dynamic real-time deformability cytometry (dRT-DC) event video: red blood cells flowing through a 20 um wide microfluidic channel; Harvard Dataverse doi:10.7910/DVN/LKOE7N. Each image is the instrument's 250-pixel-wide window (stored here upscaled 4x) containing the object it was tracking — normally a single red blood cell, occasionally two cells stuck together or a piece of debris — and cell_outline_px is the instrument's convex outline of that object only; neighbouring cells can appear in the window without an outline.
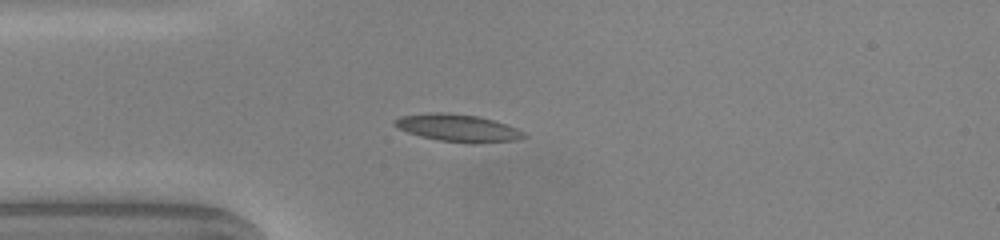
{"species": "common noctule bat (a hibernating species)", "species_latin": "Nyctalus noctula", "temperature_condition": "warm", "stored_images_in_passage": 33, "camera_frame_rate_fps": 3000, "um_per_image_px": 0.085, "animal": {"sex": "male", "body_mass_g": 20.0, "forearm_length_mm": 53.3}, "frame": {"image": 1, "passage_image": 1, "time_ms": 0.0, "image_size_px": [1000, 240], "cell_outline_px": [[528, 136], [516, 140], [472, 144], [440, 140], [420, 136], [408, 132], [392, 124], [392, 120], [400, 116], [436, 112], [444, 112], [480, 116], [516, 128], [524, 132]], "centroid_in_image_um": [38.92, 10.88], "position_along_channel_um": 46.1, "area_um2": 20.58}}
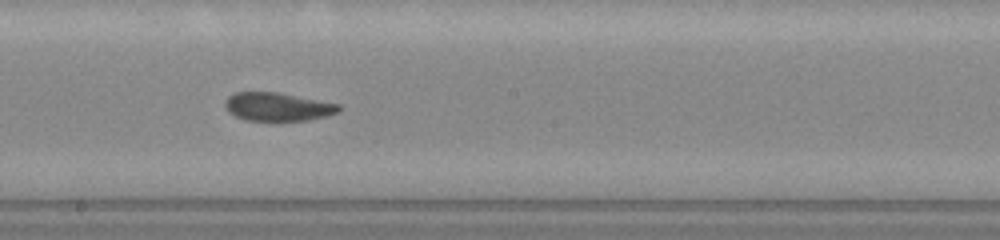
{"frame": {"image": 2, "passage_image": 15, "time_ms": 4.667, "image_size_px": [1000, 240], "cell_outline_px": [[340, 112], [328, 116], [308, 120], [248, 120], [236, 116], [228, 112], [224, 104], [228, 96], [236, 92], [276, 92], [340, 104]], "centroid_in_image_um": [23.62, 9.07], "position_along_channel_um": 224.6, "area_um2": 18.67}}
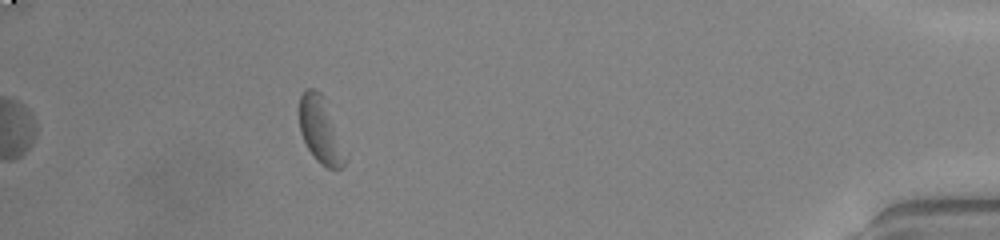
{"frame": {"image": 3, "passage_image": 33, "time_ms": 10.667, "image_size_px": [1000, 240], "cell_outline_px": [[348, 156], [344, 164], [340, 168], [328, 168], [320, 164], [316, 160], [308, 148], [300, 132], [300, 96], [304, 88], [312, 88], [320, 92], [324, 96]], "centroid_in_image_um": [27.26, 11.06], "position_along_channel_um": 407.9, "area_um2": 17.74}, "authors_computed_cell_mechanics": {"area_um2": 19.3052, "velocity_mm_per_s": 4.0633, "shape_relaxation_time_tau1_ms": null, "shape_relaxation_time_tau2_ms": 3.2776, "deformation_change_tau1": null, "deformation_change_tau2": 0.0932}}